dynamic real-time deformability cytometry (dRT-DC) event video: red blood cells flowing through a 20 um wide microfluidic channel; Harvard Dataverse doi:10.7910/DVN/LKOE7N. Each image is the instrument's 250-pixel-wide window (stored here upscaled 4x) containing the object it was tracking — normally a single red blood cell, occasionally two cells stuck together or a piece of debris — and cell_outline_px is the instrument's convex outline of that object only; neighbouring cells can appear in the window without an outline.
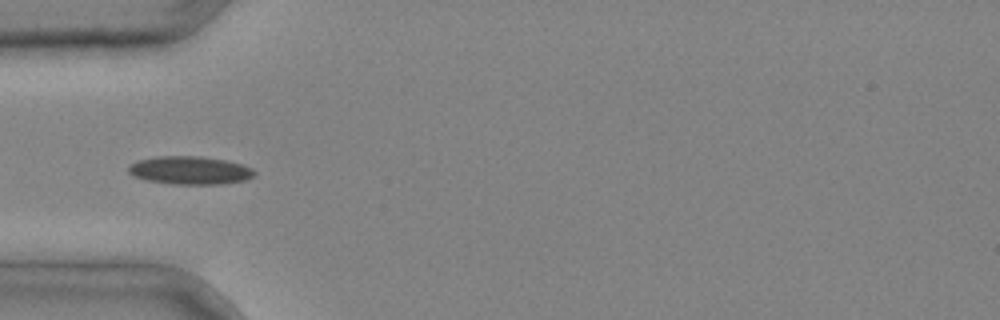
{"species": "common noctule bat (a hibernating species)", "species_latin": "Nyctalus noctula", "temperature_condition": "cold", "stored_images_in_passage": 4, "camera_frame_rate_fps": 3000, "um_per_image_px": 0.085, "animal": {"sex": "male", "body_mass_g": 20.4}, "frame": {"image": 1, "passage_image": 4, "time_ms": 1.0, "image_size_px": [1000, 320], "cell_outline_px": [[256, 172], [252, 176], [244, 180], [220, 184], [172, 184], [144, 180], [132, 176], [128, 172], [128, 164], [136, 160], [156, 156], [200, 156], [228, 160], [252, 168]], "centroid_in_image_um": [16.07, 14.47], "position_along_channel_um": 68.9, "area_um2": 20.87}}